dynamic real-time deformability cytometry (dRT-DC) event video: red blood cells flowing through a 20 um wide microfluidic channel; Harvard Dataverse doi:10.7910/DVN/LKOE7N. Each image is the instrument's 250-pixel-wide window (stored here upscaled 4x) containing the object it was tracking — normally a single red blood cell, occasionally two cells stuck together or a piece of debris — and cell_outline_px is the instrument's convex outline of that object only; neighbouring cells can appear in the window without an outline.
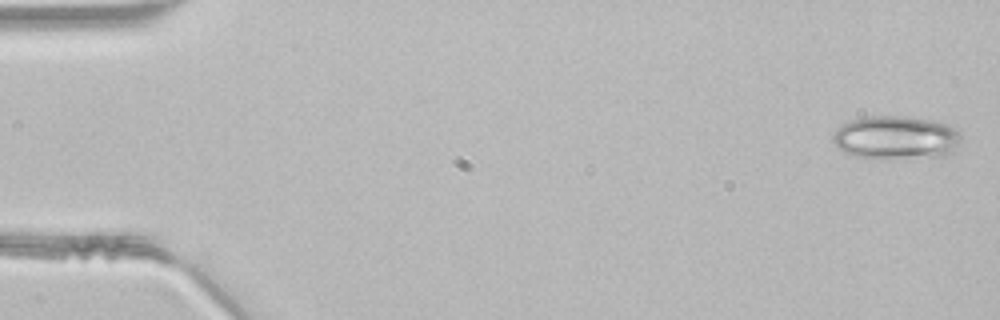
{"species": "common noctule bat (a hibernating species)", "species_latin": "Nyctalus noctula", "temperature_condition": "room temperature", "stored_images_in_passage": 46, "camera_frame_rate_fps": 3000, "um_per_image_px": 0.085, "animal": {"sex": "male", "body_mass_g": 21.5, "forearm_length_mm": 52.0}, "frame": {"image": 1, "passage_image": 1, "time_ms": 0.0, "image_size_px": [1000, 320], "cell_outline_px": [[960, 136], [952, 152], [948, 156], [852, 156], [844, 152], [832, 140], [832, 136], [840, 124], [848, 120], [860, 116], [908, 116], [936, 120], [948, 124], [956, 128], [960, 132]], "centroid_in_image_um": [76.14, 11.63], "position_along_channel_um": 8.9, "area_um2": 32.02}}
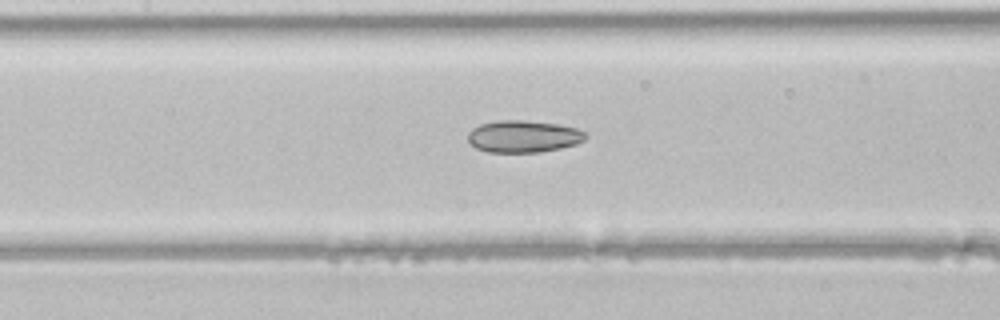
{"frame": {"image": 2, "passage_image": 21, "time_ms": 6.667, "image_size_px": [1000, 320], "cell_outline_px": [[588, 136], [584, 140], [576, 144], [560, 148], [540, 152], [488, 152], [476, 148], [468, 140], [468, 132], [472, 128], [480, 124], [496, 120], [520, 120], [560, 124], [576, 128], [584, 132]], "centroid_in_image_um": [44.48, 11.59], "position_along_channel_um": 162.9, "area_um2": 22.02}}
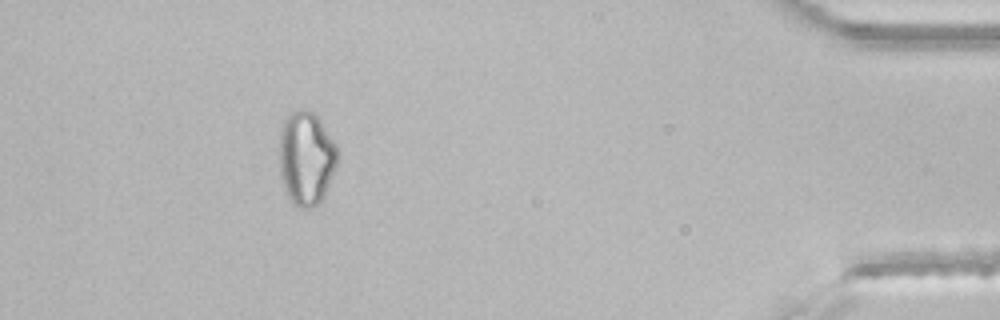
{"frame": {"image": 3, "passage_image": 42, "time_ms": 13.667, "image_size_px": [1000, 320], "cell_outline_px": [[336, 164], [332, 176], [324, 196], [312, 208], [300, 208], [288, 196], [284, 188], [280, 176], [280, 132], [284, 120], [292, 112], [300, 108], [304, 108], [312, 112], [316, 116], [336, 144]], "centroid_in_image_um": [26.01, 13.44], "position_along_channel_um": 409.2, "area_um2": 31.27}}